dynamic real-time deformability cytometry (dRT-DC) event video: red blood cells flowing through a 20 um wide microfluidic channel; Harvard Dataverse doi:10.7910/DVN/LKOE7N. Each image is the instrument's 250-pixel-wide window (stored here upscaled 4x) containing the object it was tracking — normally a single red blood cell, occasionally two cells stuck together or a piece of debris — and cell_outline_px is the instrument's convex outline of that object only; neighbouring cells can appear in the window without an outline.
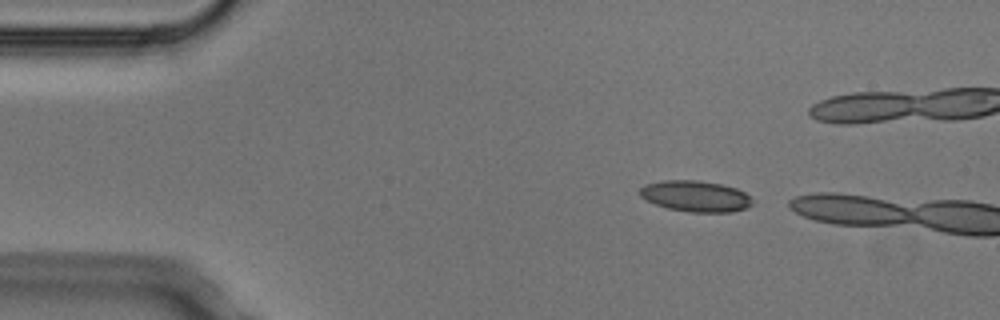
{"species": "Egyptian fruit bat (a non-hibernating species)", "species_latin": "Rousettus aegyptiacus", "temperature_condition": "cold", "stored_images_in_passage": 2, "camera_frame_rate_fps": 3000, "um_per_image_px": 0.085, "animal": {"sex": "male"}, "frame": {"image": 1, "passage_image": 1, "time_ms": 0.0, "image_size_px": [1000, 320], "cell_outline_px": [[752, 204], [744, 208], [732, 212], [692, 212], [668, 208], [656, 204], [640, 196], [640, 188], [644, 184], [664, 180], [696, 180], [720, 184], [736, 188], [744, 192], [752, 200]], "centroid_in_image_um": [59.11, 16.67], "position_along_channel_um": 25.9, "area_um2": 20.11}}